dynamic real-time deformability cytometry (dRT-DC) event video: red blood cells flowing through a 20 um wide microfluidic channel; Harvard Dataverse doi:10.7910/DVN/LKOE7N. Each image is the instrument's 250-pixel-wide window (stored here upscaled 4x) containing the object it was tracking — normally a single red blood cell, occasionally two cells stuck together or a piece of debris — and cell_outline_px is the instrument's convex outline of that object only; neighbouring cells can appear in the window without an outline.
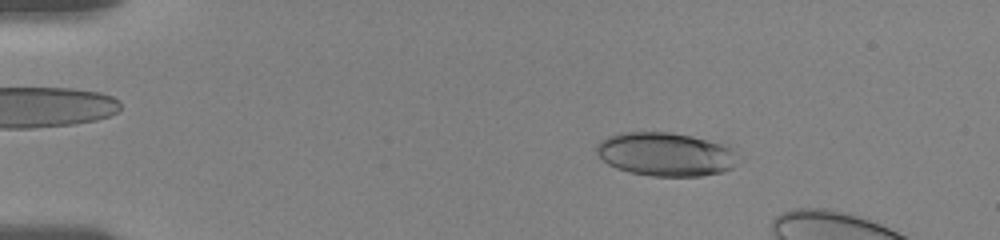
{"species": "human", "species_latin": "Homo sapiens", "temperature_condition": "room temperature", "stored_images_in_passage": 38, "camera_frame_rate_fps": 3000, "um_per_image_px": 0.085, "donor": {"sex": "female"}, "frame": {"image": 1, "passage_image": 7, "time_ms": 2.667, "image_size_px": [1000, 240], "cell_outline_px": [[732, 168], [720, 172], [700, 176], [652, 176], [628, 172], [616, 168], [608, 164], [596, 152], [596, 144], [600, 140], [608, 136], [620, 132], [672, 132], [692, 136], [728, 144], [732, 148]], "centroid_in_image_um": [56.5, 13.09], "position_along_channel_um": 28.5, "area_um2": 35.84}}
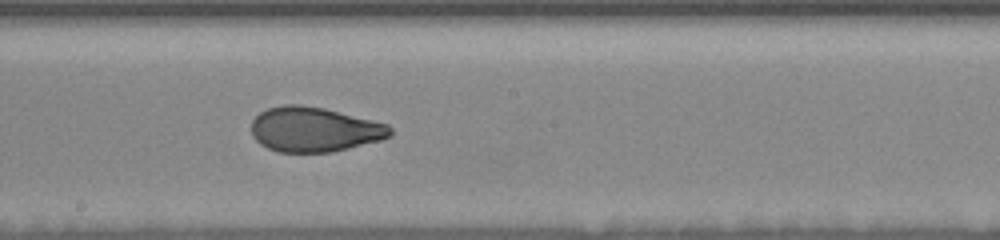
{"frame": {"image": 2, "passage_image": 25, "time_ms": 10.0, "image_size_px": [1000, 240], "cell_outline_px": [[392, 132], [388, 136], [380, 140], [332, 152], [276, 152], [260, 144], [252, 136], [252, 120], [260, 112], [268, 108], [284, 104], [300, 104], [324, 108], [388, 124], [392, 128]], "centroid_in_image_um": [26.68, 11.0], "position_along_channel_um": 221.5, "area_um2": 36.18}}
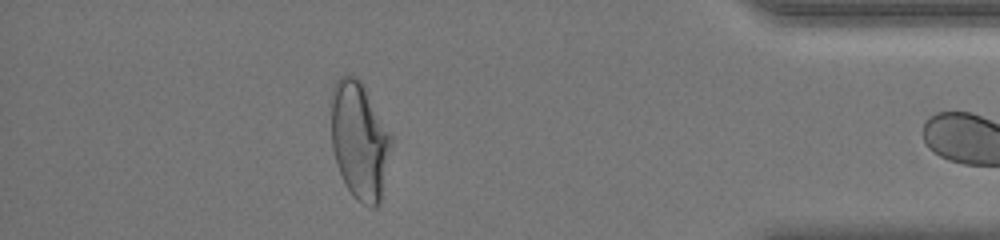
{"frame": {"image": 3, "passage_image": 37, "time_ms": 16.0, "image_size_px": [1000, 240], "cell_outline_px": [[392, 140], [380, 204], [376, 208], [372, 208], [356, 200], [352, 196], [344, 184], [332, 148], [332, 88], [336, 80], [340, 76], [352, 76], [360, 80], [364, 84], [392, 136]], "centroid_in_image_um": [30.56, 11.96], "position_along_channel_um": 404.6, "area_um2": 41.15}}